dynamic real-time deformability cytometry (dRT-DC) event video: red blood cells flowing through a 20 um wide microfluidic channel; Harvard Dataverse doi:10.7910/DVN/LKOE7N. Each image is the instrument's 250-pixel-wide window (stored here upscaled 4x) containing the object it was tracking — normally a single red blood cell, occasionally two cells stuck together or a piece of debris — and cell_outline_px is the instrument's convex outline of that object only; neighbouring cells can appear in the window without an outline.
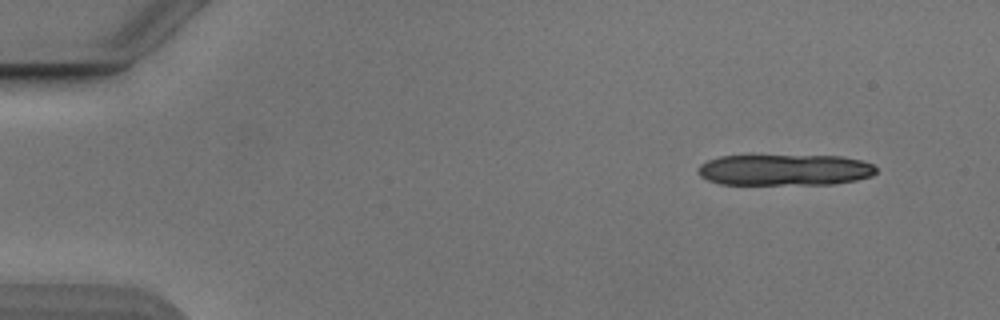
{"species": "Egyptian fruit bat (a non-hibernating species)", "species_latin": "Rousettus aegyptiacus", "temperature_condition": "cold", "stored_images_in_passage": 10, "camera_frame_rate_fps": 3000, "um_per_image_px": 0.085, "animal": {"sex": "male"}, "frame": {"image": 1, "passage_image": 1, "time_ms": 0.0, "image_size_px": [1000, 320], "cell_outline_px": [[876, 172], [872, 176], [856, 180], [832, 184], [720, 184], [708, 180], [700, 176], [700, 164], [708, 160], [720, 156], [752, 152], [840, 156], [860, 160], [872, 164], [876, 168]], "centroid_in_image_um": [66.66, 14.38], "position_along_channel_um": 18.3, "area_um2": 33.87}}